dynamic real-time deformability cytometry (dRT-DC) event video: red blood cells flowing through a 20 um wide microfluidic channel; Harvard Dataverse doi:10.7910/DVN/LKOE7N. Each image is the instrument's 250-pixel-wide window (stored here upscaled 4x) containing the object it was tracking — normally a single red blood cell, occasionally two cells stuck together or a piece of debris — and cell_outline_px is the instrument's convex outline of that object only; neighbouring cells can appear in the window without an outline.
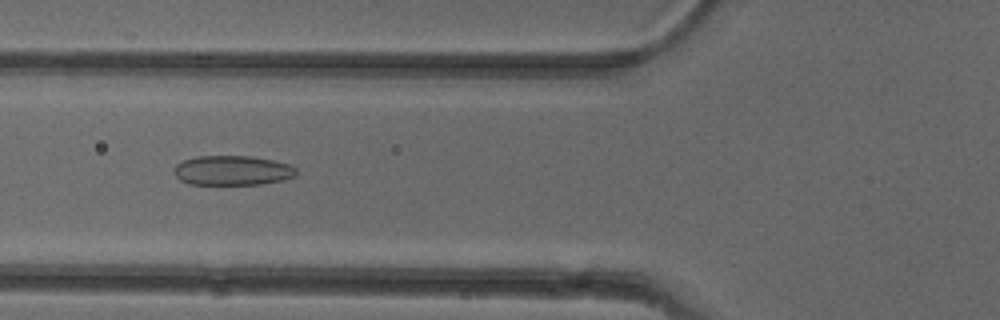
{"species": "common noctule bat (a hibernating species)", "species_latin": "Nyctalus noctula", "temperature_condition": "cold", "stored_images_in_passage": 38, "camera_frame_rate_fps": 3000, "um_per_image_px": 0.085, "animal": {"sex": "female"}, "frame": {"image": 1, "passage_image": 9, "time_ms": 2.667, "image_size_px": [1000, 320], "cell_outline_px": [[296, 176], [284, 180], [260, 184], [188, 184], [180, 180], [172, 172], [172, 168], [176, 164], [184, 160], [196, 156], [252, 156], [292, 164], [296, 168]], "centroid_in_image_um": [19.75, 14.48], "position_along_channel_um": 106.1, "area_um2": 21.39}}
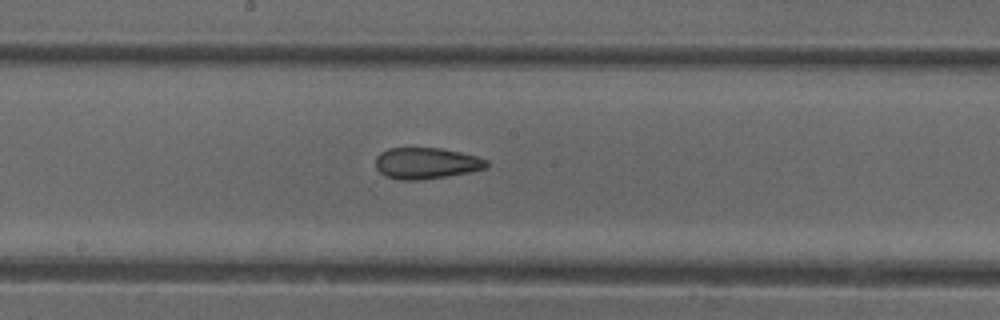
{"frame": {"image": 2, "passage_image": 17, "time_ms": 5.333, "image_size_px": [1000, 320], "cell_outline_px": [[488, 168], [468, 172], [420, 180], [400, 180], [384, 176], [376, 168], [376, 156], [380, 152], [388, 148], [440, 148], [460, 152], [476, 156], [488, 160]], "centroid_in_image_um": [36.21, 13.87], "position_along_channel_um": 212.0, "area_um2": 20.23}}
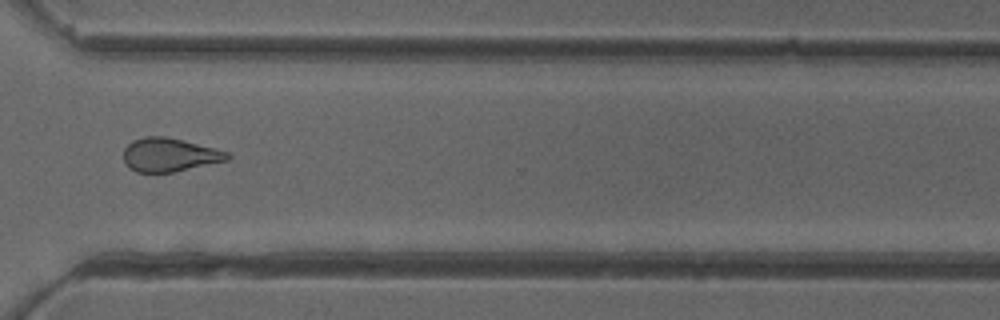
{"frame": {"image": 3, "passage_image": 28, "time_ms": 9.0, "image_size_px": [1000, 320], "cell_outline_px": [[232, 156], [228, 160], [172, 172], [136, 172], [128, 168], [124, 160], [124, 148], [132, 140], [148, 136], [164, 136], [228, 152]], "centroid_in_image_um": [14.37, 13.17], "position_along_channel_um": 356.2, "area_um2": 20.0}, "authors_computed_cell_mechanics": {"area_um2": 20.0277, "velocity_mm_per_s": 3.957, "shape_relaxation_time_tau1_ms": null, "shape_relaxation_time_tau2_ms": 3.0944, "deformation_change_tau1": null, "deformation_change_tau2": 0.1138}}